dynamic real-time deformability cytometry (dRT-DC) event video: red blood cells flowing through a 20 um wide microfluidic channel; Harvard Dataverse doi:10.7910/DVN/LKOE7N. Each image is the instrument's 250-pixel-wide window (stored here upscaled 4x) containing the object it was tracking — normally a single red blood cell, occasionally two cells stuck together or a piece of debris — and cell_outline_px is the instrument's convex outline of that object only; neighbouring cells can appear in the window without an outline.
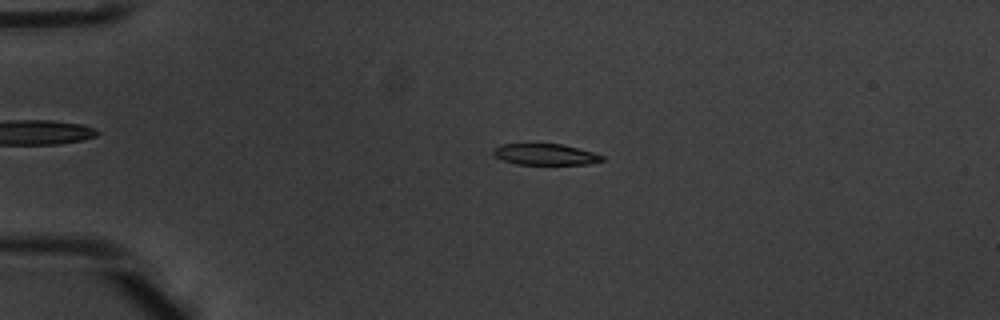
{"species": "common noctule bat (a hibernating species)", "species_latin": "Nyctalus noctula", "temperature_condition": "warm", "stored_images_in_passage": 52, "camera_frame_rate_fps": 3000, "um_per_image_px": 0.085, "animal": {"sex": "male", "body_mass_g": 20.1, "forearm_length_mm": 53.5}, "frame": {"image": 1, "passage_image": 12, "time_ms": 3.667, "image_size_px": [1000, 320], "cell_outline_px": [[604, 160], [588, 164], [516, 164], [504, 160], [496, 156], [492, 152], [492, 148], [500, 144], [564, 144], [592, 152], [604, 156]], "centroid_in_image_um": [46.34, 13.11], "position_along_channel_um": 38.7, "area_um2": 13.35}}
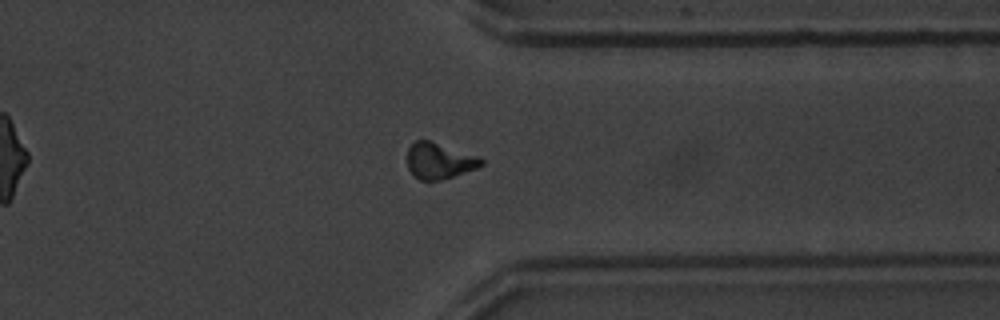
{"frame": {"image": 2, "passage_image": 41, "time_ms": 13.333, "image_size_px": [1000, 320], "cell_outline_px": [[484, 164], [476, 168], [440, 180], [420, 180], [408, 168], [408, 148], [416, 140], [428, 140], [480, 156], [484, 160]], "centroid_in_image_um": [37.36, 13.66], "position_along_channel_um": 374.0, "area_um2": 15.32}}
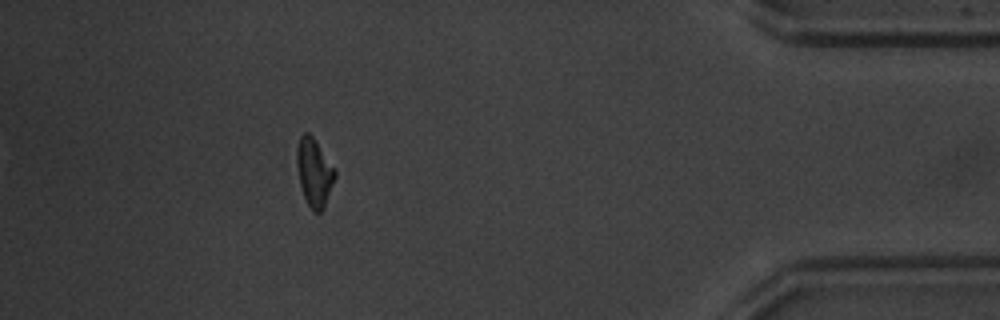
{"frame": {"image": 3, "passage_image": 47, "time_ms": 15.333, "image_size_px": [1000, 320], "cell_outline_px": [[336, 176], [324, 208], [320, 212], [312, 212], [304, 196], [300, 184], [296, 164], [296, 148], [300, 136], [304, 132], [308, 132], [312, 136], [336, 168]], "centroid_in_image_um": [26.71, 14.64], "position_along_channel_um": 408.5, "area_um2": 15.26}, "authors_computed_cell_mechanics": {"area_um2": 15.0569, "velocity_mm_per_s": 3.905, "shape_relaxation_time_tau1_ms": 3.5975, "shape_relaxation_time_tau2_ms": 4.6373, "deformation_change_tau1": 0.1789, "deformation_change_tau2": 0.1242}}